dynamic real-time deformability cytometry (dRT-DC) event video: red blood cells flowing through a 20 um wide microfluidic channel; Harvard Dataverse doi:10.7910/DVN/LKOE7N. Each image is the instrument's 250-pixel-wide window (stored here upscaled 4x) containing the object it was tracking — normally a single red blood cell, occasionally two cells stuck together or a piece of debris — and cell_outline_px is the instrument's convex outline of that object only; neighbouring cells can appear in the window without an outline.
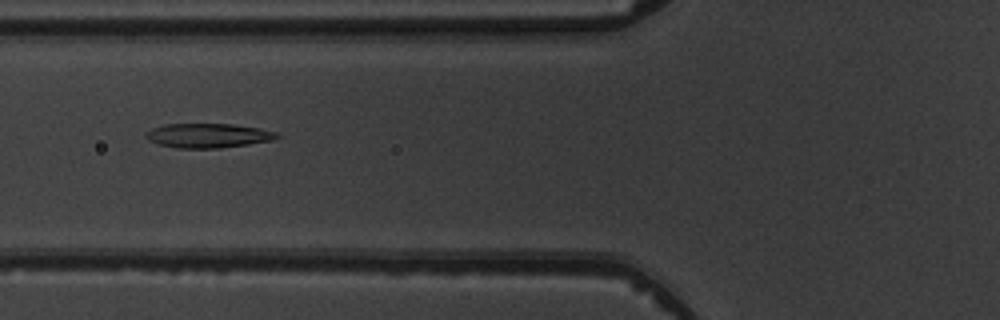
{"species": "common noctule bat (a hibernating species)", "species_latin": "Nyctalus noctula", "temperature_condition": "warm", "stored_images_in_passage": 10, "camera_frame_rate_fps": 3000, "um_per_image_px": 0.085, "animal": {"sex": "male", "body_mass_g": 19.5, "forearm_length_mm": 54.6}, "frame": {"image": 1, "passage_image": 7, "time_ms": 7.667, "image_size_px": [1000, 320], "cell_outline_px": [[280, 136], [272, 140], [248, 144], [220, 148], [176, 148], [160, 144], [148, 140], [144, 136], [144, 132], [152, 128], [164, 124], [232, 124], [260, 128], [276, 132]], "centroid_in_image_um": [17.65, 11.52], "position_along_channel_um": 108.1, "area_um2": 18.61}}
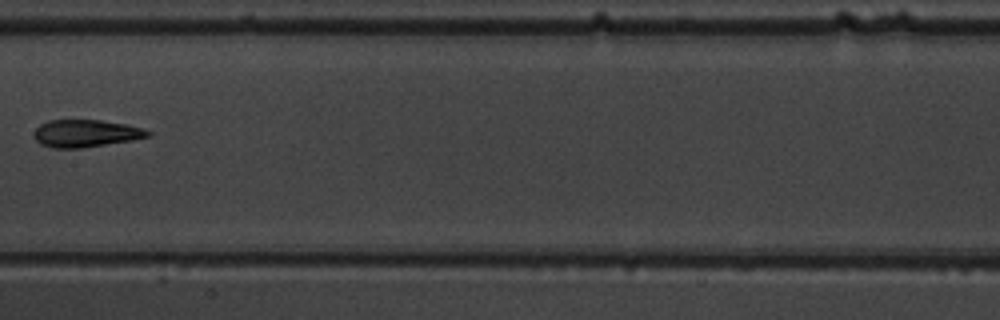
{"frame": {"image": 2, "passage_image": 9, "time_ms": 10.0, "image_size_px": [1000, 320], "cell_outline_px": [[152, 136], [132, 140], [80, 148], [52, 148], [40, 144], [36, 140], [32, 132], [40, 124], [48, 120], [100, 120], [124, 124], [140, 128], [152, 132]], "centroid_in_image_um": [7.25, 11.34], "position_along_channel_um": 200.1, "area_um2": 18.15}}
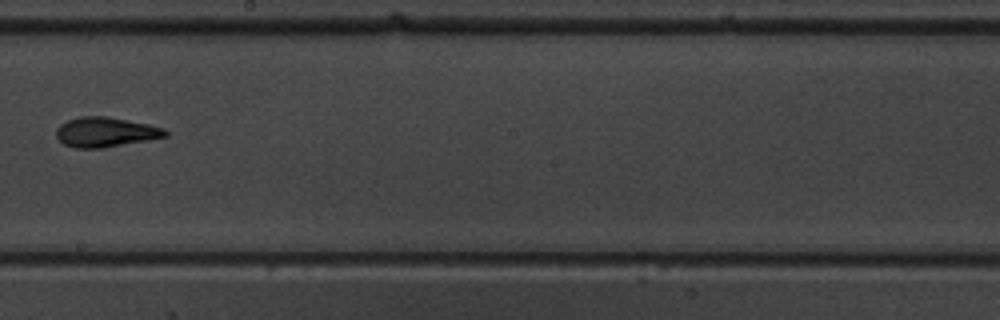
{"frame": {"image": 3, "passage_image": 10, "time_ms": 11.0, "image_size_px": [1000, 320], "cell_outline_px": [[168, 136], [100, 148], [76, 148], [64, 144], [56, 136], [56, 128], [60, 124], [68, 120], [80, 116], [104, 116], [148, 124], [164, 128], [168, 132]], "centroid_in_image_um": [8.94, 11.22], "position_along_channel_um": 239.3, "area_um2": 18.67}}